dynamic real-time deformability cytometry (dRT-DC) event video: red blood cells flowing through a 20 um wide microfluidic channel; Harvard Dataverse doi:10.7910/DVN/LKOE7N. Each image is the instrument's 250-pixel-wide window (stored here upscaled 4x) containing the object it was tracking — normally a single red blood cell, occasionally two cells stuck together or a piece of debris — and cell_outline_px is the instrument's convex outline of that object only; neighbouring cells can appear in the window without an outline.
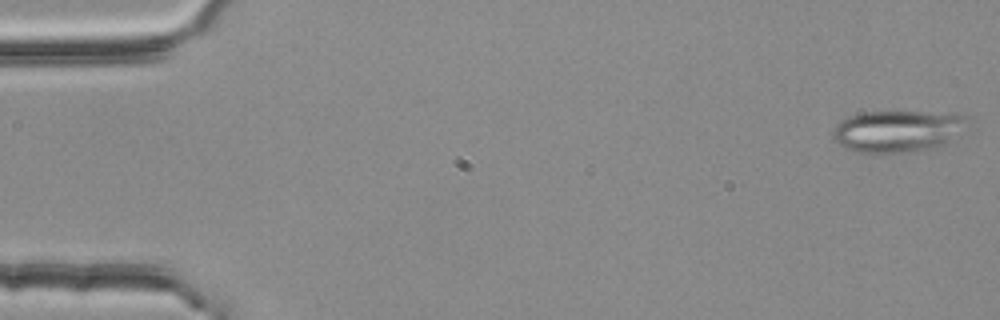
{"species": "common noctule bat (a hibernating species)", "species_latin": "Nyctalus noctula", "temperature_condition": "room temperature", "stored_images_in_passage": 4, "camera_frame_rate_fps": 3000, "um_per_image_px": 0.085, "animal": {"sex": "female", "body_mass_g": 25.1}, "frame": {"image": 1, "passage_image": 1, "time_ms": 0.0, "image_size_px": [1000, 320], "cell_outline_px": [[968, 116], [944, 144], [936, 148], [916, 152], [856, 152], [844, 148], [832, 140], [832, 128], [840, 120], [848, 116], [860, 112], [964, 112]], "centroid_in_image_um": [76.18, 11.13], "position_along_channel_um": 8.8, "area_um2": 32.71}}